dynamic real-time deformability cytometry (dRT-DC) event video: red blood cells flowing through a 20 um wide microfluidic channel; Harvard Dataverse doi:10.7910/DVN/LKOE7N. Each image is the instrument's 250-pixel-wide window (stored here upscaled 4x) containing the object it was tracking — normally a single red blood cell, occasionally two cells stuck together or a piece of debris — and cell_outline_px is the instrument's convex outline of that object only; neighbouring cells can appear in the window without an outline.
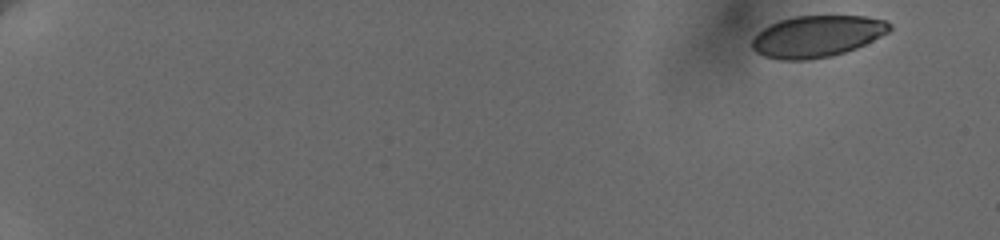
{"species": "human", "species_latin": "Homo sapiens", "temperature_condition": "cold", "stored_images_in_passage": 23, "camera_frame_rate_fps": 3000, "um_per_image_px": 0.085, "donor": {"sex": "female"}, "frame": {"image": 1, "passage_image": 1, "time_ms": 0.0, "image_size_px": [1000, 240], "cell_outline_px": [[892, 28], [888, 32], [856, 48], [832, 56], [808, 60], [780, 60], [764, 56], [756, 52], [752, 48], [752, 40], [756, 32], [768, 24], [792, 16], [864, 16], [884, 20], [892, 24]], "centroid_in_image_um": [69.4, 3.08], "position_along_channel_um": 15.6, "area_um2": 33.47}}
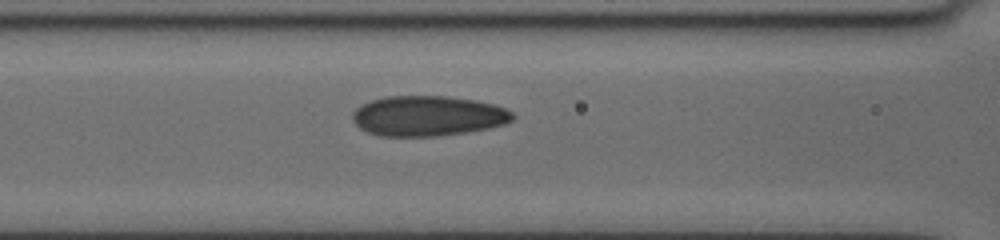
{"frame": {"image": 2, "passage_image": 20, "time_ms": 8.333, "image_size_px": [1000, 240], "cell_outline_px": [[516, 116], [512, 120], [504, 124], [488, 128], [464, 132], [436, 136], [380, 136], [368, 132], [360, 128], [352, 120], [352, 112], [360, 104], [384, 96], [448, 96], [476, 100], [492, 104], [504, 108], [512, 112]], "centroid_in_image_um": [36.34, 9.84], "position_along_channel_um": 130.3, "area_um2": 37.57}}
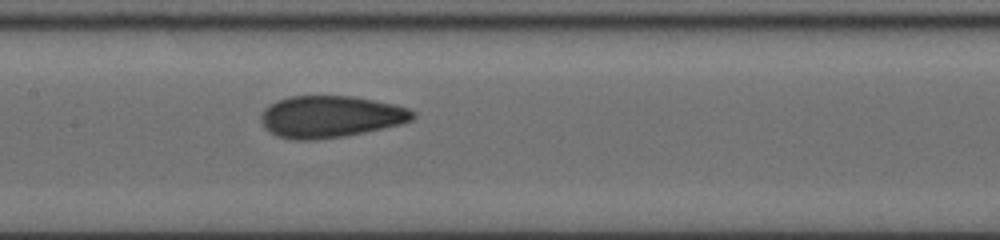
{"frame": {"image": 3, "passage_image": 23, "time_ms": 9.667, "image_size_px": [1000, 240], "cell_outline_px": [[416, 116], [412, 120], [400, 124], [344, 136], [312, 140], [292, 140], [276, 136], [264, 128], [260, 120], [260, 116], [264, 108], [268, 104], [276, 100], [288, 96], [352, 96], [396, 104], [408, 108], [416, 112]], "centroid_in_image_um": [28.05, 9.91], "position_along_channel_um": 179.4, "area_um2": 37.28}}